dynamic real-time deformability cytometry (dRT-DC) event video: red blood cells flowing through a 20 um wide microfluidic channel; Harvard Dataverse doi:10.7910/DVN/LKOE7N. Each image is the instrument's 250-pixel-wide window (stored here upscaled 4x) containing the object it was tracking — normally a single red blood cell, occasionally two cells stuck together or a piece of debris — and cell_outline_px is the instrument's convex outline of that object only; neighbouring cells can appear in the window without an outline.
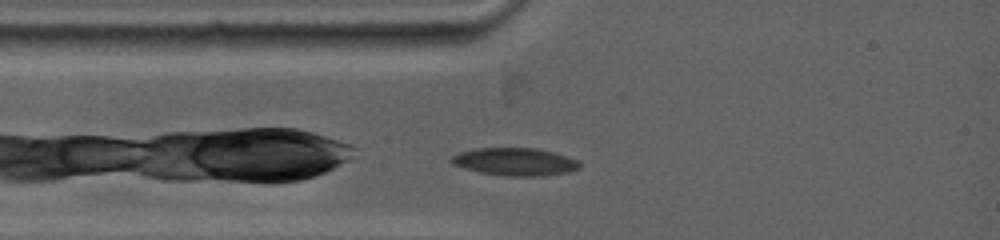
{"species": "common noctule bat (a hibernating species)", "species_latin": "Nyctalus noctula", "temperature_condition": "warm", "stored_images_in_passage": 2, "camera_frame_rate_fps": 5000, "um_per_image_px": 0.085, "animal": {"sex": "female", "body_mass_g": 19.0, "forearm_length_mm": 53.3}, "frame": {"image": 1, "passage_image": 1, "time_ms": 0.0, "image_size_px": [1000, 240], "cell_outline_px": [[580, 168], [568, 172], [540, 176], [504, 176], [480, 172], [464, 168], [452, 164], [448, 160], [452, 156], [460, 152], [472, 148], [536, 148], [552, 152], [576, 160], [580, 164]], "centroid_in_image_um": [43.71, 13.75], "position_along_channel_um": 41.3, "area_um2": 20.63}}
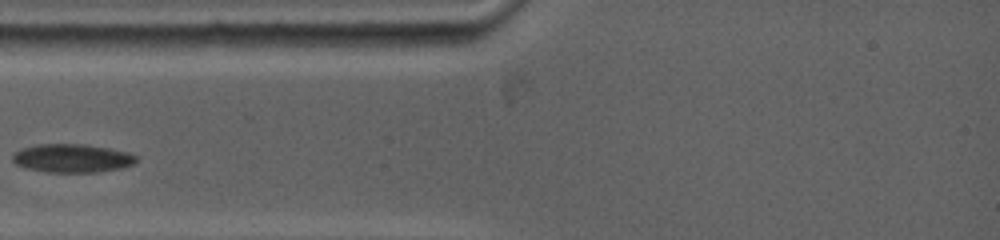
{"frame": {"image": 2, "passage_image": 2, "time_ms": 1.0, "image_size_px": [1000, 240], "cell_outline_px": [[140, 156], [132, 164], [120, 168], [100, 172], [44, 172], [24, 168], [16, 164], [12, 160], [12, 152], [20, 148], [36, 144], [84, 144], [108, 148], [128, 152]], "centroid_in_image_um": [6.08, 13.44], "position_along_channel_um": 78.9, "area_um2": 20.81}}